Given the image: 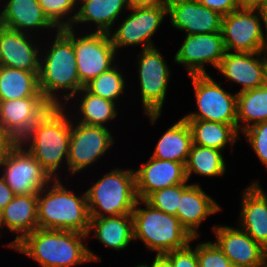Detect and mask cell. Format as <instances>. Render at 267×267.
<instances>
[{
    "mask_svg": "<svg viewBox=\"0 0 267 267\" xmlns=\"http://www.w3.org/2000/svg\"><path fill=\"white\" fill-rule=\"evenodd\" d=\"M117 63L109 70L103 72L100 76L92 79L85 87L93 94L104 99L119 102L125 95V87L128 85L124 80L123 73L120 71ZM121 96V97H120ZM119 100V101H118Z\"/></svg>",
    "mask_w": 267,
    "mask_h": 267,
    "instance_id": "obj_33",
    "label": "cell"
},
{
    "mask_svg": "<svg viewBox=\"0 0 267 267\" xmlns=\"http://www.w3.org/2000/svg\"><path fill=\"white\" fill-rule=\"evenodd\" d=\"M129 8L128 0H80L77 2V13L71 27L75 29L78 24L88 25L92 22L95 27L92 32L109 34L113 24L116 25L115 21Z\"/></svg>",
    "mask_w": 267,
    "mask_h": 267,
    "instance_id": "obj_25",
    "label": "cell"
},
{
    "mask_svg": "<svg viewBox=\"0 0 267 267\" xmlns=\"http://www.w3.org/2000/svg\"><path fill=\"white\" fill-rule=\"evenodd\" d=\"M70 118L65 106H51L19 141L53 179L60 178L58 171L64 168L62 163L67 166Z\"/></svg>",
    "mask_w": 267,
    "mask_h": 267,
    "instance_id": "obj_3",
    "label": "cell"
},
{
    "mask_svg": "<svg viewBox=\"0 0 267 267\" xmlns=\"http://www.w3.org/2000/svg\"><path fill=\"white\" fill-rule=\"evenodd\" d=\"M38 1L45 16L57 29L68 28L72 26L77 13L76 0Z\"/></svg>",
    "mask_w": 267,
    "mask_h": 267,
    "instance_id": "obj_34",
    "label": "cell"
},
{
    "mask_svg": "<svg viewBox=\"0 0 267 267\" xmlns=\"http://www.w3.org/2000/svg\"><path fill=\"white\" fill-rule=\"evenodd\" d=\"M227 267H244L237 264L230 263Z\"/></svg>",
    "mask_w": 267,
    "mask_h": 267,
    "instance_id": "obj_48",
    "label": "cell"
},
{
    "mask_svg": "<svg viewBox=\"0 0 267 267\" xmlns=\"http://www.w3.org/2000/svg\"><path fill=\"white\" fill-rule=\"evenodd\" d=\"M86 192L90 218L131 214L138 200L134 169H111Z\"/></svg>",
    "mask_w": 267,
    "mask_h": 267,
    "instance_id": "obj_6",
    "label": "cell"
},
{
    "mask_svg": "<svg viewBox=\"0 0 267 267\" xmlns=\"http://www.w3.org/2000/svg\"><path fill=\"white\" fill-rule=\"evenodd\" d=\"M114 139L109 128L76 123L71 119L66 172H69L70 176L82 170L84 172V169L104 157L115 143Z\"/></svg>",
    "mask_w": 267,
    "mask_h": 267,
    "instance_id": "obj_12",
    "label": "cell"
},
{
    "mask_svg": "<svg viewBox=\"0 0 267 267\" xmlns=\"http://www.w3.org/2000/svg\"><path fill=\"white\" fill-rule=\"evenodd\" d=\"M167 16L171 25L186 35L221 32L223 16L197 0H169Z\"/></svg>",
    "mask_w": 267,
    "mask_h": 267,
    "instance_id": "obj_17",
    "label": "cell"
},
{
    "mask_svg": "<svg viewBox=\"0 0 267 267\" xmlns=\"http://www.w3.org/2000/svg\"><path fill=\"white\" fill-rule=\"evenodd\" d=\"M136 194L145 200L151 193L177 184H184L185 165L170 160L150 157L137 170L134 169Z\"/></svg>",
    "mask_w": 267,
    "mask_h": 267,
    "instance_id": "obj_20",
    "label": "cell"
},
{
    "mask_svg": "<svg viewBox=\"0 0 267 267\" xmlns=\"http://www.w3.org/2000/svg\"><path fill=\"white\" fill-rule=\"evenodd\" d=\"M149 267H173L171 259L166 254H156Z\"/></svg>",
    "mask_w": 267,
    "mask_h": 267,
    "instance_id": "obj_42",
    "label": "cell"
},
{
    "mask_svg": "<svg viewBox=\"0 0 267 267\" xmlns=\"http://www.w3.org/2000/svg\"><path fill=\"white\" fill-rule=\"evenodd\" d=\"M8 143L9 142L3 136H0V157H1L2 151L4 150L5 146Z\"/></svg>",
    "mask_w": 267,
    "mask_h": 267,
    "instance_id": "obj_45",
    "label": "cell"
},
{
    "mask_svg": "<svg viewBox=\"0 0 267 267\" xmlns=\"http://www.w3.org/2000/svg\"><path fill=\"white\" fill-rule=\"evenodd\" d=\"M266 196H267V193H265V191L262 189L261 185L259 184V180H255L253 182Z\"/></svg>",
    "mask_w": 267,
    "mask_h": 267,
    "instance_id": "obj_46",
    "label": "cell"
},
{
    "mask_svg": "<svg viewBox=\"0 0 267 267\" xmlns=\"http://www.w3.org/2000/svg\"><path fill=\"white\" fill-rule=\"evenodd\" d=\"M77 96H80L79 98ZM79 99L77 100L76 99ZM76 99L78 101V115L73 117V119L77 120L76 122L83 123L86 125H95V126H103L108 128L107 124L114 120L118 113L117 102H113L107 99H104L98 95L91 93L85 86L78 91L74 97L71 99ZM78 117V118H77Z\"/></svg>",
    "mask_w": 267,
    "mask_h": 267,
    "instance_id": "obj_28",
    "label": "cell"
},
{
    "mask_svg": "<svg viewBox=\"0 0 267 267\" xmlns=\"http://www.w3.org/2000/svg\"><path fill=\"white\" fill-rule=\"evenodd\" d=\"M91 233L105 247L115 251L124 250L132 241L134 242L132 214L90 218L87 237Z\"/></svg>",
    "mask_w": 267,
    "mask_h": 267,
    "instance_id": "obj_26",
    "label": "cell"
},
{
    "mask_svg": "<svg viewBox=\"0 0 267 267\" xmlns=\"http://www.w3.org/2000/svg\"><path fill=\"white\" fill-rule=\"evenodd\" d=\"M14 193L0 174V212L13 199Z\"/></svg>",
    "mask_w": 267,
    "mask_h": 267,
    "instance_id": "obj_40",
    "label": "cell"
},
{
    "mask_svg": "<svg viewBox=\"0 0 267 267\" xmlns=\"http://www.w3.org/2000/svg\"><path fill=\"white\" fill-rule=\"evenodd\" d=\"M129 6L133 8L138 7H158L167 6L169 0H128Z\"/></svg>",
    "mask_w": 267,
    "mask_h": 267,
    "instance_id": "obj_41",
    "label": "cell"
},
{
    "mask_svg": "<svg viewBox=\"0 0 267 267\" xmlns=\"http://www.w3.org/2000/svg\"><path fill=\"white\" fill-rule=\"evenodd\" d=\"M264 121H267V83L261 87L237 93L239 133Z\"/></svg>",
    "mask_w": 267,
    "mask_h": 267,
    "instance_id": "obj_31",
    "label": "cell"
},
{
    "mask_svg": "<svg viewBox=\"0 0 267 267\" xmlns=\"http://www.w3.org/2000/svg\"><path fill=\"white\" fill-rule=\"evenodd\" d=\"M189 185L190 184L188 183V181H186L184 184H177L157 190L151 193L145 199V201L153 208L177 217V210L180 203V194Z\"/></svg>",
    "mask_w": 267,
    "mask_h": 267,
    "instance_id": "obj_35",
    "label": "cell"
},
{
    "mask_svg": "<svg viewBox=\"0 0 267 267\" xmlns=\"http://www.w3.org/2000/svg\"><path fill=\"white\" fill-rule=\"evenodd\" d=\"M135 267H149V264L147 263H143V264H139V265H135Z\"/></svg>",
    "mask_w": 267,
    "mask_h": 267,
    "instance_id": "obj_47",
    "label": "cell"
},
{
    "mask_svg": "<svg viewBox=\"0 0 267 267\" xmlns=\"http://www.w3.org/2000/svg\"><path fill=\"white\" fill-rule=\"evenodd\" d=\"M136 56L142 108L149 122L155 124L163 112L171 68L157 46L141 49Z\"/></svg>",
    "mask_w": 267,
    "mask_h": 267,
    "instance_id": "obj_8",
    "label": "cell"
},
{
    "mask_svg": "<svg viewBox=\"0 0 267 267\" xmlns=\"http://www.w3.org/2000/svg\"><path fill=\"white\" fill-rule=\"evenodd\" d=\"M61 30L73 43L79 79L84 86L118 63L109 34L89 31L79 35L72 27Z\"/></svg>",
    "mask_w": 267,
    "mask_h": 267,
    "instance_id": "obj_9",
    "label": "cell"
},
{
    "mask_svg": "<svg viewBox=\"0 0 267 267\" xmlns=\"http://www.w3.org/2000/svg\"><path fill=\"white\" fill-rule=\"evenodd\" d=\"M32 36L0 24V66L39 72L42 47Z\"/></svg>",
    "mask_w": 267,
    "mask_h": 267,
    "instance_id": "obj_19",
    "label": "cell"
},
{
    "mask_svg": "<svg viewBox=\"0 0 267 267\" xmlns=\"http://www.w3.org/2000/svg\"><path fill=\"white\" fill-rule=\"evenodd\" d=\"M192 144L191 130L182 117L161 135L151 157L185 165Z\"/></svg>",
    "mask_w": 267,
    "mask_h": 267,
    "instance_id": "obj_27",
    "label": "cell"
},
{
    "mask_svg": "<svg viewBox=\"0 0 267 267\" xmlns=\"http://www.w3.org/2000/svg\"><path fill=\"white\" fill-rule=\"evenodd\" d=\"M3 3L0 11V24L2 26L20 31L22 33L31 34L49 31L57 28L49 21L42 11L38 0H1Z\"/></svg>",
    "mask_w": 267,
    "mask_h": 267,
    "instance_id": "obj_22",
    "label": "cell"
},
{
    "mask_svg": "<svg viewBox=\"0 0 267 267\" xmlns=\"http://www.w3.org/2000/svg\"><path fill=\"white\" fill-rule=\"evenodd\" d=\"M214 241L230 262L244 267H259L267 261V250L244 230L228 225H214Z\"/></svg>",
    "mask_w": 267,
    "mask_h": 267,
    "instance_id": "obj_18",
    "label": "cell"
},
{
    "mask_svg": "<svg viewBox=\"0 0 267 267\" xmlns=\"http://www.w3.org/2000/svg\"><path fill=\"white\" fill-rule=\"evenodd\" d=\"M194 88L197 112H190L185 120H206L231 124L238 130L237 93L227 92L209 74L189 75Z\"/></svg>",
    "mask_w": 267,
    "mask_h": 267,
    "instance_id": "obj_10",
    "label": "cell"
},
{
    "mask_svg": "<svg viewBox=\"0 0 267 267\" xmlns=\"http://www.w3.org/2000/svg\"><path fill=\"white\" fill-rule=\"evenodd\" d=\"M257 7H243L224 15L221 33L228 52H267V35ZM262 22V23H261Z\"/></svg>",
    "mask_w": 267,
    "mask_h": 267,
    "instance_id": "obj_11",
    "label": "cell"
},
{
    "mask_svg": "<svg viewBox=\"0 0 267 267\" xmlns=\"http://www.w3.org/2000/svg\"><path fill=\"white\" fill-rule=\"evenodd\" d=\"M39 72L0 66V101L43 97L38 85Z\"/></svg>",
    "mask_w": 267,
    "mask_h": 267,
    "instance_id": "obj_30",
    "label": "cell"
},
{
    "mask_svg": "<svg viewBox=\"0 0 267 267\" xmlns=\"http://www.w3.org/2000/svg\"><path fill=\"white\" fill-rule=\"evenodd\" d=\"M258 8L261 11L263 23H264L263 26L265 27V33L267 35V0H265Z\"/></svg>",
    "mask_w": 267,
    "mask_h": 267,
    "instance_id": "obj_44",
    "label": "cell"
},
{
    "mask_svg": "<svg viewBox=\"0 0 267 267\" xmlns=\"http://www.w3.org/2000/svg\"><path fill=\"white\" fill-rule=\"evenodd\" d=\"M241 195L238 225L267 250V196L254 183Z\"/></svg>",
    "mask_w": 267,
    "mask_h": 267,
    "instance_id": "obj_24",
    "label": "cell"
},
{
    "mask_svg": "<svg viewBox=\"0 0 267 267\" xmlns=\"http://www.w3.org/2000/svg\"><path fill=\"white\" fill-rule=\"evenodd\" d=\"M216 70L230 82L242 86L236 93L261 87L267 83V52L226 51Z\"/></svg>",
    "mask_w": 267,
    "mask_h": 267,
    "instance_id": "obj_16",
    "label": "cell"
},
{
    "mask_svg": "<svg viewBox=\"0 0 267 267\" xmlns=\"http://www.w3.org/2000/svg\"><path fill=\"white\" fill-rule=\"evenodd\" d=\"M259 267H267V261L262 266Z\"/></svg>",
    "mask_w": 267,
    "mask_h": 267,
    "instance_id": "obj_49",
    "label": "cell"
},
{
    "mask_svg": "<svg viewBox=\"0 0 267 267\" xmlns=\"http://www.w3.org/2000/svg\"><path fill=\"white\" fill-rule=\"evenodd\" d=\"M225 52L221 32L186 35L174 63L183 65L188 75H205L208 74L206 64L217 69Z\"/></svg>",
    "mask_w": 267,
    "mask_h": 267,
    "instance_id": "obj_14",
    "label": "cell"
},
{
    "mask_svg": "<svg viewBox=\"0 0 267 267\" xmlns=\"http://www.w3.org/2000/svg\"><path fill=\"white\" fill-rule=\"evenodd\" d=\"M190 244L191 242L184 248L166 253L171 259L173 267H198L196 246L193 249Z\"/></svg>",
    "mask_w": 267,
    "mask_h": 267,
    "instance_id": "obj_38",
    "label": "cell"
},
{
    "mask_svg": "<svg viewBox=\"0 0 267 267\" xmlns=\"http://www.w3.org/2000/svg\"><path fill=\"white\" fill-rule=\"evenodd\" d=\"M0 170L14 195L38 194L53 180L19 142H9L5 146L0 157Z\"/></svg>",
    "mask_w": 267,
    "mask_h": 267,
    "instance_id": "obj_7",
    "label": "cell"
},
{
    "mask_svg": "<svg viewBox=\"0 0 267 267\" xmlns=\"http://www.w3.org/2000/svg\"><path fill=\"white\" fill-rule=\"evenodd\" d=\"M201 5L219 12L222 16L227 15L241 7L239 0H197Z\"/></svg>",
    "mask_w": 267,
    "mask_h": 267,
    "instance_id": "obj_39",
    "label": "cell"
},
{
    "mask_svg": "<svg viewBox=\"0 0 267 267\" xmlns=\"http://www.w3.org/2000/svg\"><path fill=\"white\" fill-rule=\"evenodd\" d=\"M37 208L38 194L14 195L0 212V230L8 228L16 234L14 240L7 244L8 248L12 249L26 235L38 228Z\"/></svg>",
    "mask_w": 267,
    "mask_h": 267,
    "instance_id": "obj_21",
    "label": "cell"
},
{
    "mask_svg": "<svg viewBox=\"0 0 267 267\" xmlns=\"http://www.w3.org/2000/svg\"><path fill=\"white\" fill-rule=\"evenodd\" d=\"M53 179L38 193V228L77 231L87 235L90 214L86 192L79 196Z\"/></svg>",
    "mask_w": 267,
    "mask_h": 267,
    "instance_id": "obj_4",
    "label": "cell"
},
{
    "mask_svg": "<svg viewBox=\"0 0 267 267\" xmlns=\"http://www.w3.org/2000/svg\"><path fill=\"white\" fill-rule=\"evenodd\" d=\"M87 238L77 231L37 228L12 249L32 258L41 267H74L101 261V257L85 245Z\"/></svg>",
    "mask_w": 267,
    "mask_h": 267,
    "instance_id": "obj_2",
    "label": "cell"
},
{
    "mask_svg": "<svg viewBox=\"0 0 267 267\" xmlns=\"http://www.w3.org/2000/svg\"><path fill=\"white\" fill-rule=\"evenodd\" d=\"M265 0H239L243 7H259Z\"/></svg>",
    "mask_w": 267,
    "mask_h": 267,
    "instance_id": "obj_43",
    "label": "cell"
},
{
    "mask_svg": "<svg viewBox=\"0 0 267 267\" xmlns=\"http://www.w3.org/2000/svg\"><path fill=\"white\" fill-rule=\"evenodd\" d=\"M54 36L46 48L48 51L40 52L38 85L43 97L52 106H65L67 109V104L84 85L79 79L71 39L61 29H57Z\"/></svg>",
    "mask_w": 267,
    "mask_h": 267,
    "instance_id": "obj_1",
    "label": "cell"
},
{
    "mask_svg": "<svg viewBox=\"0 0 267 267\" xmlns=\"http://www.w3.org/2000/svg\"><path fill=\"white\" fill-rule=\"evenodd\" d=\"M140 204L145 205V208L140 207ZM131 214L134 240H141L146 249L156 254L184 248L198 239L191 236L176 216L153 208L145 200L138 199Z\"/></svg>",
    "mask_w": 267,
    "mask_h": 267,
    "instance_id": "obj_5",
    "label": "cell"
},
{
    "mask_svg": "<svg viewBox=\"0 0 267 267\" xmlns=\"http://www.w3.org/2000/svg\"><path fill=\"white\" fill-rule=\"evenodd\" d=\"M241 134L253 149V152L267 168V121L257 123Z\"/></svg>",
    "mask_w": 267,
    "mask_h": 267,
    "instance_id": "obj_37",
    "label": "cell"
},
{
    "mask_svg": "<svg viewBox=\"0 0 267 267\" xmlns=\"http://www.w3.org/2000/svg\"><path fill=\"white\" fill-rule=\"evenodd\" d=\"M226 169L222 151L192 144L185 163L187 181L190 180L193 173L205 177H222L226 174Z\"/></svg>",
    "mask_w": 267,
    "mask_h": 267,
    "instance_id": "obj_32",
    "label": "cell"
},
{
    "mask_svg": "<svg viewBox=\"0 0 267 267\" xmlns=\"http://www.w3.org/2000/svg\"><path fill=\"white\" fill-rule=\"evenodd\" d=\"M198 267H227L231 262L215 242L204 241L196 246Z\"/></svg>",
    "mask_w": 267,
    "mask_h": 267,
    "instance_id": "obj_36",
    "label": "cell"
},
{
    "mask_svg": "<svg viewBox=\"0 0 267 267\" xmlns=\"http://www.w3.org/2000/svg\"><path fill=\"white\" fill-rule=\"evenodd\" d=\"M223 208L205 193L198 183H191L181 194L177 210V218L181 225L192 237H199L200 224L210 215L216 214Z\"/></svg>",
    "mask_w": 267,
    "mask_h": 267,
    "instance_id": "obj_23",
    "label": "cell"
},
{
    "mask_svg": "<svg viewBox=\"0 0 267 267\" xmlns=\"http://www.w3.org/2000/svg\"><path fill=\"white\" fill-rule=\"evenodd\" d=\"M192 134V143L223 151L240 139L239 131L231 124L206 120H186Z\"/></svg>",
    "mask_w": 267,
    "mask_h": 267,
    "instance_id": "obj_29",
    "label": "cell"
},
{
    "mask_svg": "<svg viewBox=\"0 0 267 267\" xmlns=\"http://www.w3.org/2000/svg\"><path fill=\"white\" fill-rule=\"evenodd\" d=\"M128 11L131 13L109 33L116 52L128 46L140 45L142 50L156 47L152 37L167 18V6L130 7Z\"/></svg>",
    "mask_w": 267,
    "mask_h": 267,
    "instance_id": "obj_13",
    "label": "cell"
},
{
    "mask_svg": "<svg viewBox=\"0 0 267 267\" xmlns=\"http://www.w3.org/2000/svg\"><path fill=\"white\" fill-rule=\"evenodd\" d=\"M51 106L44 97L0 101V136L19 142Z\"/></svg>",
    "mask_w": 267,
    "mask_h": 267,
    "instance_id": "obj_15",
    "label": "cell"
}]
</instances>
